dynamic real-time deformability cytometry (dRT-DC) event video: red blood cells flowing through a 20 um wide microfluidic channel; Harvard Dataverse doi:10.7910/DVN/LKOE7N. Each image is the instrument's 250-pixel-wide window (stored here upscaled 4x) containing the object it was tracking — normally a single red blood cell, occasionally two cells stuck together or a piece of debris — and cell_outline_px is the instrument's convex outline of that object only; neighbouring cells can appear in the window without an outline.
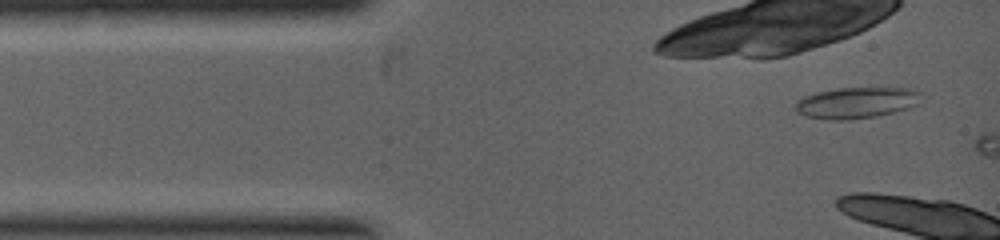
{"species": "common noctule bat (a hibernating species)", "species_latin": "Nyctalus noctula", "temperature_condition": "warm", "stored_images_in_passage": 2, "camera_frame_rate_fps": 5000, "um_per_image_px": 0.085, "animal": {"sex": "female", "body_mass_g": 19.0, "forearm_length_mm": 53.3}, "frame": {"image": 1, "passage_image": 1, "time_ms": 0.0, "image_size_px": [1000, 240], "cell_outline_px": [[920, 92], [916, 104], [912, 108], [876, 116], [844, 120], [828, 120], [808, 116], [796, 112], [796, 104], [804, 96], [816, 92], [840, 88], [916, 88]], "centroid_in_image_um": [72.82, 8.73], "position_along_channel_um": 12.2, "area_um2": 22.66}}